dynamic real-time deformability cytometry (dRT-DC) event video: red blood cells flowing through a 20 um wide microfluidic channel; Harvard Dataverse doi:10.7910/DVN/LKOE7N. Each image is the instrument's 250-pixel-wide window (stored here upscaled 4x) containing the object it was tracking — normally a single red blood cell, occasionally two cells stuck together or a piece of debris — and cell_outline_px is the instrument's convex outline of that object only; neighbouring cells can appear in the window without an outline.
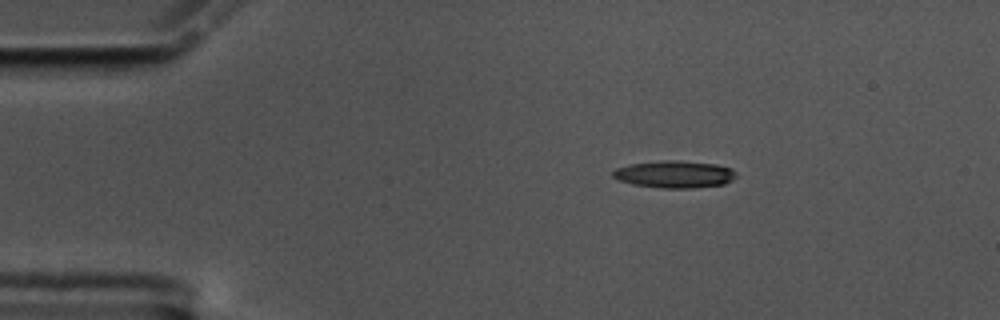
{"species": "common noctule bat (a hibernating species)", "species_latin": "Nyctalus noctula", "temperature_condition": "cold", "stored_images_in_passage": 48, "camera_frame_rate_fps": 3000, "um_per_image_px": 0.085, "animal": {"sex": "male", "body_mass_g": 17.5, "forearm_length_mm": 52.3}, "frame": {"image": 1, "passage_image": 1, "time_ms": 0.0, "image_size_px": [1000, 320], "cell_outline_px": [[736, 176], [732, 180], [724, 184], [692, 188], [664, 188], [632, 184], [620, 180], [612, 176], [612, 172], [616, 168], [628, 164], [664, 160], [680, 160], [716, 164], [732, 168], [736, 172]], "centroid_in_image_um": [57.35, 14.8], "position_along_channel_um": 27.7, "area_um2": 19.59}}
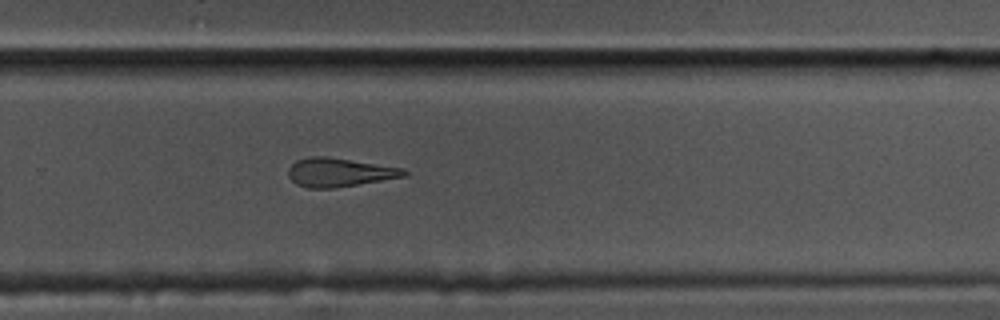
{"frame": {"image": 2, "passage_image": 29, "time_ms": 9.333, "image_size_px": [1000, 320], "cell_outline_px": [[408, 172], [404, 176], [332, 188], [308, 188], [296, 184], [288, 176], [288, 168], [296, 160], [312, 156], [328, 156], [404, 168]], "centroid_in_image_um": [28.8, 14.63], "position_along_channel_um": 301.0, "area_um2": 19.19}}
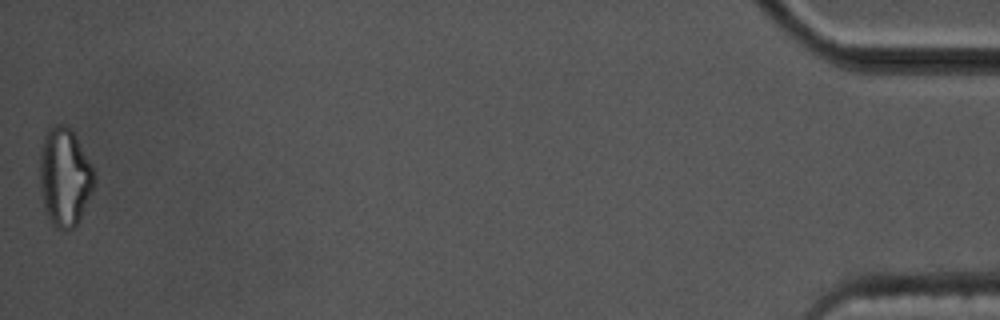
{"frame": {"image": 3, "passage_image": 48, "time_ms": 15.667, "image_size_px": [1000, 320], "cell_outline_px": [[96, 180], [80, 216], [76, 224], [72, 228], [64, 232], [56, 228], [52, 224], [44, 208], [40, 188], [40, 148], [44, 136], [48, 128], [56, 124], [64, 124], [76, 136], [92, 164], [96, 176]], "centroid_in_image_um": [5.48, 15.03], "position_along_channel_um": 429.7, "area_um2": 31.21}, "authors_computed_cell_mechanics": {"area_um2": 20.0855, "velocity_mm_per_s": 3.5484, "shape_relaxation_time_tau1_ms": null, "shape_relaxation_time_tau2_ms": 10.6606, "deformation_change_tau1": null, "deformation_change_tau2": 0.2996}}